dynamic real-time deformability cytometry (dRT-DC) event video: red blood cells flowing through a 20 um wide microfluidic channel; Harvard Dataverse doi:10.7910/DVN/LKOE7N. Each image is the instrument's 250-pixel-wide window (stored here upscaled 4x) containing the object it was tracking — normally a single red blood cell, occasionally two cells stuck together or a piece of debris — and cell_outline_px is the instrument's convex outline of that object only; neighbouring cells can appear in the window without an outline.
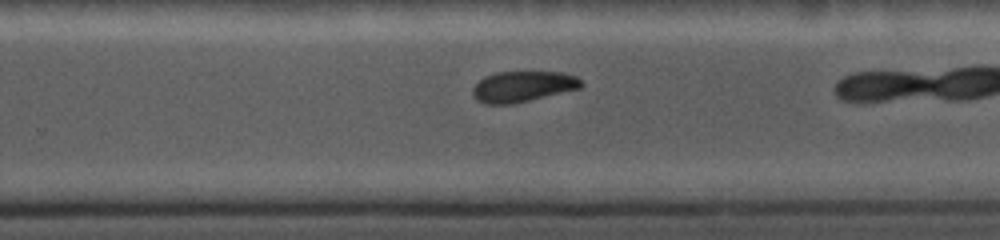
{"species": "common noctule bat (a hibernating species)", "species_latin": "Nyctalus noctula", "temperature_condition": "cold", "stored_images_in_passage": 18, "camera_frame_rate_fps": 5000, "um_per_image_px": 0.085, "animal": {"sex": "female", "body_mass_g": 19.0, "forearm_length_mm": 56.7}, "frame": {"image": 1, "passage_image": 11, "time_ms": 5.8, "image_size_px": [1000, 240], "cell_outline_px": [[584, 84], [580, 88], [512, 104], [484, 104], [476, 100], [472, 96], [472, 88], [484, 76], [496, 72], [564, 72], [576, 76]], "centroid_in_image_um": [44.4, 7.35], "position_along_channel_um": 285.4, "area_um2": 19.48}}